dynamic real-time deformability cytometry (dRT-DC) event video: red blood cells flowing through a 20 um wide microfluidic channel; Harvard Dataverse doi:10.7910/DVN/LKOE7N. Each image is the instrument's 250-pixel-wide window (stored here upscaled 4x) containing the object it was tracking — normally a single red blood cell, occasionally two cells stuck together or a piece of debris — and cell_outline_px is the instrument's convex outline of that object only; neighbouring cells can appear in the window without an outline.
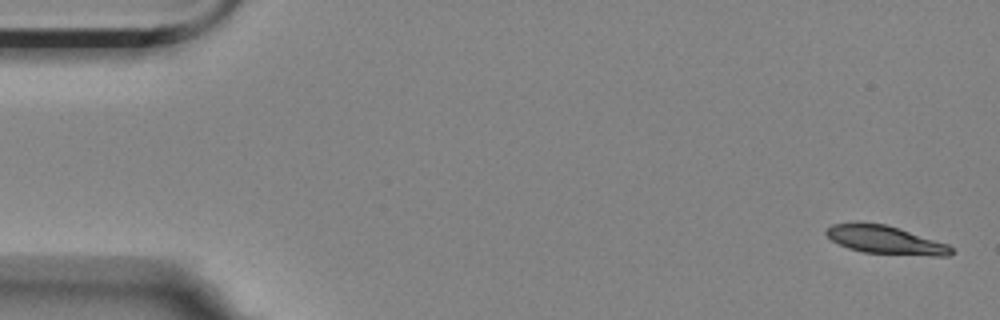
{"species": "Egyptian fruit bat (a non-hibernating species)", "species_latin": "Rousettus aegyptiacus", "temperature_condition": "room temperature", "stored_images_in_passage": 56, "camera_frame_rate_fps": 3000, "um_per_image_px": 0.085, "animal": {"sex": "female"}, "frame": {"image": 1, "passage_image": 1, "time_ms": 0.0, "image_size_px": [1000, 320], "cell_outline_px": [[952, 252], [948, 256], [932, 256], [864, 252], [848, 248], [832, 240], [824, 232], [832, 224], [856, 220], [884, 224], [948, 244], [952, 248]], "centroid_in_image_um": [75.19, 20.37], "position_along_channel_um": 9.8, "area_um2": 20.58}}
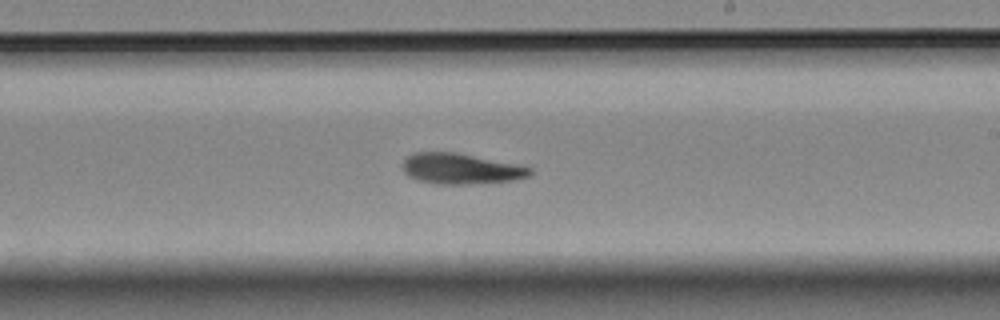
{"frame": {"image": 2, "passage_image": 32, "time_ms": 10.333, "image_size_px": [1000, 320], "cell_outline_px": [[532, 172], [528, 176], [512, 180], [464, 184], [436, 184], [416, 180], [408, 176], [404, 172], [404, 160], [408, 156], [416, 152], [456, 152], [532, 168]], "centroid_in_image_um": [39.11, 14.34], "position_along_channel_um": 249.9, "area_um2": 22.31}}
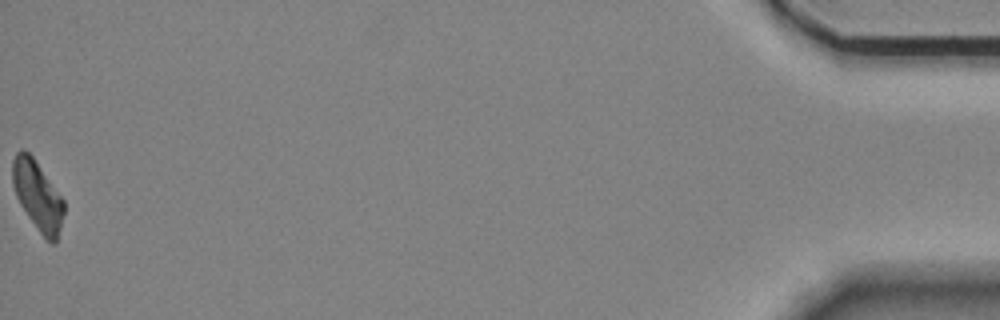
{"frame": {"image": 3, "passage_image": 56, "time_ms": 18.333, "image_size_px": [1000, 320], "cell_outline_px": [[64, 212], [56, 244], [52, 244], [40, 232], [28, 216], [20, 204], [16, 196], [12, 184], [12, 160], [16, 152], [20, 148], [24, 148], [32, 156], [64, 200]], "centroid_in_image_um": [3.18, 16.6], "position_along_channel_um": 432.0, "area_um2": 20.63}}